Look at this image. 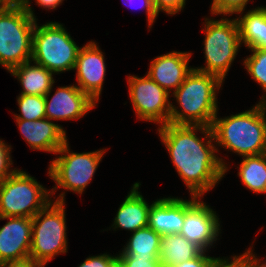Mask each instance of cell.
<instances>
[{
  "mask_svg": "<svg viewBox=\"0 0 266 267\" xmlns=\"http://www.w3.org/2000/svg\"><path fill=\"white\" fill-rule=\"evenodd\" d=\"M198 131L203 137L197 136ZM157 132L189 195L203 197L229 170L228 164L216 154L219 150L211 127L167 123Z\"/></svg>",
  "mask_w": 266,
  "mask_h": 267,
  "instance_id": "6da1fadb",
  "label": "cell"
},
{
  "mask_svg": "<svg viewBox=\"0 0 266 267\" xmlns=\"http://www.w3.org/2000/svg\"><path fill=\"white\" fill-rule=\"evenodd\" d=\"M222 85L218 76L193 68L172 93L181 110L171 103L169 123L211 127L218 114L217 90Z\"/></svg>",
  "mask_w": 266,
  "mask_h": 267,
  "instance_id": "7a4b0ae2",
  "label": "cell"
},
{
  "mask_svg": "<svg viewBox=\"0 0 266 267\" xmlns=\"http://www.w3.org/2000/svg\"><path fill=\"white\" fill-rule=\"evenodd\" d=\"M211 129L218 147L242 157L266 153V106L263 103L224 118L216 115Z\"/></svg>",
  "mask_w": 266,
  "mask_h": 267,
  "instance_id": "3957f363",
  "label": "cell"
},
{
  "mask_svg": "<svg viewBox=\"0 0 266 267\" xmlns=\"http://www.w3.org/2000/svg\"><path fill=\"white\" fill-rule=\"evenodd\" d=\"M36 20L20 2L0 5V65L7 72L31 60Z\"/></svg>",
  "mask_w": 266,
  "mask_h": 267,
  "instance_id": "277c9868",
  "label": "cell"
},
{
  "mask_svg": "<svg viewBox=\"0 0 266 267\" xmlns=\"http://www.w3.org/2000/svg\"><path fill=\"white\" fill-rule=\"evenodd\" d=\"M65 192L32 217L29 260L43 267L58 254L67 253Z\"/></svg>",
  "mask_w": 266,
  "mask_h": 267,
  "instance_id": "5b68a950",
  "label": "cell"
},
{
  "mask_svg": "<svg viewBox=\"0 0 266 267\" xmlns=\"http://www.w3.org/2000/svg\"><path fill=\"white\" fill-rule=\"evenodd\" d=\"M38 25L36 20L31 60L53 74L74 70L81 47L72 39L63 24L51 21Z\"/></svg>",
  "mask_w": 266,
  "mask_h": 267,
  "instance_id": "8992f818",
  "label": "cell"
},
{
  "mask_svg": "<svg viewBox=\"0 0 266 267\" xmlns=\"http://www.w3.org/2000/svg\"><path fill=\"white\" fill-rule=\"evenodd\" d=\"M203 28L205 66L194 69L214 74L225 81L224 78L242 45L237 20L226 17L221 20L205 18Z\"/></svg>",
  "mask_w": 266,
  "mask_h": 267,
  "instance_id": "52a82bcc",
  "label": "cell"
},
{
  "mask_svg": "<svg viewBox=\"0 0 266 267\" xmlns=\"http://www.w3.org/2000/svg\"><path fill=\"white\" fill-rule=\"evenodd\" d=\"M50 196V189L17 168L0 183V216L32 218L52 201Z\"/></svg>",
  "mask_w": 266,
  "mask_h": 267,
  "instance_id": "ba28073f",
  "label": "cell"
},
{
  "mask_svg": "<svg viewBox=\"0 0 266 267\" xmlns=\"http://www.w3.org/2000/svg\"><path fill=\"white\" fill-rule=\"evenodd\" d=\"M105 152L106 148L93 152H71L67 141L58 149L56 154L59 156L48 167V176L56 184L51 189V195L55 194L57 188L81 195L92 181Z\"/></svg>",
  "mask_w": 266,
  "mask_h": 267,
  "instance_id": "9c48e42d",
  "label": "cell"
},
{
  "mask_svg": "<svg viewBox=\"0 0 266 267\" xmlns=\"http://www.w3.org/2000/svg\"><path fill=\"white\" fill-rule=\"evenodd\" d=\"M127 79L129 99L137 118L157 123L159 127L169 123L170 93L147 74L144 77L129 75Z\"/></svg>",
  "mask_w": 266,
  "mask_h": 267,
  "instance_id": "30bf717a",
  "label": "cell"
},
{
  "mask_svg": "<svg viewBox=\"0 0 266 267\" xmlns=\"http://www.w3.org/2000/svg\"><path fill=\"white\" fill-rule=\"evenodd\" d=\"M201 199L191 195L190 200H184V224L179 234L208 251L218 240L221 222L217 213Z\"/></svg>",
  "mask_w": 266,
  "mask_h": 267,
  "instance_id": "8fae6325",
  "label": "cell"
},
{
  "mask_svg": "<svg viewBox=\"0 0 266 267\" xmlns=\"http://www.w3.org/2000/svg\"><path fill=\"white\" fill-rule=\"evenodd\" d=\"M74 70L78 83L76 86L98 103L103 89L106 65L104 53L96 42L89 41L80 48Z\"/></svg>",
  "mask_w": 266,
  "mask_h": 267,
  "instance_id": "7c38bea8",
  "label": "cell"
},
{
  "mask_svg": "<svg viewBox=\"0 0 266 267\" xmlns=\"http://www.w3.org/2000/svg\"><path fill=\"white\" fill-rule=\"evenodd\" d=\"M51 90L44 96L46 118L50 120H76L85 116L96 103L76 84L58 87L56 92L49 98Z\"/></svg>",
  "mask_w": 266,
  "mask_h": 267,
  "instance_id": "4fadbf2b",
  "label": "cell"
},
{
  "mask_svg": "<svg viewBox=\"0 0 266 267\" xmlns=\"http://www.w3.org/2000/svg\"><path fill=\"white\" fill-rule=\"evenodd\" d=\"M9 221L0 228V265L29 260L32 218L1 217Z\"/></svg>",
  "mask_w": 266,
  "mask_h": 267,
  "instance_id": "5bb4252c",
  "label": "cell"
},
{
  "mask_svg": "<svg viewBox=\"0 0 266 267\" xmlns=\"http://www.w3.org/2000/svg\"><path fill=\"white\" fill-rule=\"evenodd\" d=\"M192 53L172 51L154 58L147 75L167 92H173L185 81L193 70L188 67Z\"/></svg>",
  "mask_w": 266,
  "mask_h": 267,
  "instance_id": "9a60e30c",
  "label": "cell"
},
{
  "mask_svg": "<svg viewBox=\"0 0 266 267\" xmlns=\"http://www.w3.org/2000/svg\"><path fill=\"white\" fill-rule=\"evenodd\" d=\"M19 131L32 150L56 154L67 141L66 131L48 118L38 120L15 119Z\"/></svg>",
  "mask_w": 266,
  "mask_h": 267,
  "instance_id": "2e32d148",
  "label": "cell"
},
{
  "mask_svg": "<svg viewBox=\"0 0 266 267\" xmlns=\"http://www.w3.org/2000/svg\"><path fill=\"white\" fill-rule=\"evenodd\" d=\"M184 224V199L163 197L151 204L148 227L162 236L180 233Z\"/></svg>",
  "mask_w": 266,
  "mask_h": 267,
  "instance_id": "e0dca14e",
  "label": "cell"
},
{
  "mask_svg": "<svg viewBox=\"0 0 266 267\" xmlns=\"http://www.w3.org/2000/svg\"><path fill=\"white\" fill-rule=\"evenodd\" d=\"M140 185V182L133 184L132 189L118 208L114 223L111 226L113 230L116 231V229L121 228L135 232L138 229L148 227V214L151 205L138 191Z\"/></svg>",
  "mask_w": 266,
  "mask_h": 267,
  "instance_id": "ac0fdd59",
  "label": "cell"
},
{
  "mask_svg": "<svg viewBox=\"0 0 266 267\" xmlns=\"http://www.w3.org/2000/svg\"><path fill=\"white\" fill-rule=\"evenodd\" d=\"M32 62L27 61L9 72L21 83V94L45 96L55 83L54 74L40 64Z\"/></svg>",
  "mask_w": 266,
  "mask_h": 267,
  "instance_id": "d6986e66",
  "label": "cell"
},
{
  "mask_svg": "<svg viewBox=\"0 0 266 267\" xmlns=\"http://www.w3.org/2000/svg\"><path fill=\"white\" fill-rule=\"evenodd\" d=\"M241 44L248 49L260 48L266 50V7L258 6L248 10L242 17L236 18Z\"/></svg>",
  "mask_w": 266,
  "mask_h": 267,
  "instance_id": "ffe728a7",
  "label": "cell"
},
{
  "mask_svg": "<svg viewBox=\"0 0 266 267\" xmlns=\"http://www.w3.org/2000/svg\"><path fill=\"white\" fill-rule=\"evenodd\" d=\"M203 250L181 234H165L161 239L159 260L163 267L177 265L197 257Z\"/></svg>",
  "mask_w": 266,
  "mask_h": 267,
  "instance_id": "44dd1931",
  "label": "cell"
},
{
  "mask_svg": "<svg viewBox=\"0 0 266 267\" xmlns=\"http://www.w3.org/2000/svg\"><path fill=\"white\" fill-rule=\"evenodd\" d=\"M119 255L137 257H159L162 235L150 227L138 229L131 233Z\"/></svg>",
  "mask_w": 266,
  "mask_h": 267,
  "instance_id": "7402d4cb",
  "label": "cell"
},
{
  "mask_svg": "<svg viewBox=\"0 0 266 267\" xmlns=\"http://www.w3.org/2000/svg\"><path fill=\"white\" fill-rule=\"evenodd\" d=\"M238 176L253 193H266V153L242 157Z\"/></svg>",
  "mask_w": 266,
  "mask_h": 267,
  "instance_id": "603a6c76",
  "label": "cell"
},
{
  "mask_svg": "<svg viewBox=\"0 0 266 267\" xmlns=\"http://www.w3.org/2000/svg\"><path fill=\"white\" fill-rule=\"evenodd\" d=\"M250 50L253 53L244 59L243 65L251 78L265 92V95L261 96L260 103L266 106V50L260 48H251Z\"/></svg>",
  "mask_w": 266,
  "mask_h": 267,
  "instance_id": "cb8c5ba5",
  "label": "cell"
},
{
  "mask_svg": "<svg viewBox=\"0 0 266 267\" xmlns=\"http://www.w3.org/2000/svg\"><path fill=\"white\" fill-rule=\"evenodd\" d=\"M17 103L21 114H14L15 119L34 121L46 118L44 96L19 94Z\"/></svg>",
  "mask_w": 266,
  "mask_h": 267,
  "instance_id": "d4e9b609",
  "label": "cell"
},
{
  "mask_svg": "<svg viewBox=\"0 0 266 267\" xmlns=\"http://www.w3.org/2000/svg\"><path fill=\"white\" fill-rule=\"evenodd\" d=\"M211 14L212 15H242L249 0H212Z\"/></svg>",
  "mask_w": 266,
  "mask_h": 267,
  "instance_id": "484cf974",
  "label": "cell"
},
{
  "mask_svg": "<svg viewBox=\"0 0 266 267\" xmlns=\"http://www.w3.org/2000/svg\"><path fill=\"white\" fill-rule=\"evenodd\" d=\"M118 267H163L159 257L118 255Z\"/></svg>",
  "mask_w": 266,
  "mask_h": 267,
  "instance_id": "4316f807",
  "label": "cell"
},
{
  "mask_svg": "<svg viewBox=\"0 0 266 267\" xmlns=\"http://www.w3.org/2000/svg\"><path fill=\"white\" fill-rule=\"evenodd\" d=\"M11 145L0 139V183L11 176L17 169H10L13 165L11 159Z\"/></svg>",
  "mask_w": 266,
  "mask_h": 267,
  "instance_id": "83f0119b",
  "label": "cell"
},
{
  "mask_svg": "<svg viewBox=\"0 0 266 267\" xmlns=\"http://www.w3.org/2000/svg\"><path fill=\"white\" fill-rule=\"evenodd\" d=\"M78 267H118V256L107 253L89 256Z\"/></svg>",
  "mask_w": 266,
  "mask_h": 267,
  "instance_id": "f1b7e54d",
  "label": "cell"
},
{
  "mask_svg": "<svg viewBox=\"0 0 266 267\" xmlns=\"http://www.w3.org/2000/svg\"><path fill=\"white\" fill-rule=\"evenodd\" d=\"M155 11H160L167 15H175L184 9L186 0H152Z\"/></svg>",
  "mask_w": 266,
  "mask_h": 267,
  "instance_id": "f546056e",
  "label": "cell"
},
{
  "mask_svg": "<svg viewBox=\"0 0 266 267\" xmlns=\"http://www.w3.org/2000/svg\"><path fill=\"white\" fill-rule=\"evenodd\" d=\"M137 1V3H136ZM125 5L133 6L132 8L135 7V5H140L138 6L139 8H145L146 14H147V22H148V27L151 28L155 20L157 19L158 13L155 11L152 0H124L123 1ZM134 3V4H133ZM136 3V4H135ZM131 4V5H130ZM136 5V6H137ZM137 7V8H138ZM135 9V8H134Z\"/></svg>",
  "mask_w": 266,
  "mask_h": 267,
  "instance_id": "4dcf8cb0",
  "label": "cell"
},
{
  "mask_svg": "<svg viewBox=\"0 0 266 267\" xmlns=\"http://www.w3.org/2000/svg\"><path fill=\"white\" fill-rule=\"evenodd\" d=\"M206 252L202 251L197 257L170 267H209L217 258L206 255Z\"/></svg>",
  "mask_w": 266,
  "mask_h": 267,
  "instance_id": "1f68e13d",
  "label": "cell"
},
{
  "mask_svg": "<svg viewBox=\"0 0 266 267\" xmlns=\"http://www.w3.org/2000/svg\"><path fill=\"white\" fill-rule=\"evenodd\" d=\"M230 258L231 259H226V257H217V259L209 267H235V255Z\"/></svg>",
  "mask_w": 266,
  "mask_h": 267,
  "instance_id": "d6a6232c",
  "label": "cell"
},
{
  "mask_svg": "<svg viewBox=\"0 0 266 267\" xmlns=\"http://www.w3.org/2000/svg\"><path fill=\"white\" fill-rule=\"evenodd\" d=\"M36 4L43 7L46 10L56 9L58 6L62 4L64 0H35Z\"/></svg>",
  "mask_w": 266,
  "mask_h": 267,
  "instance_id": "836d02e7",
  "label": "cell"
},
{
  "mask_svg": "<svg viewBox=\"0 0 266 267\" xmlns=\"http://www.w3.org/2000/svg\"><path fill=\"white\" fill-rule=\"evenodd\" d=\"M256 267H266V259L261 263V259L257 258L255 253L250 246L244 253H243Z\"/></svg>",
  "mask_w": 266,
  "mask_h": 267,
  "instance_id": "e575fe53",
  "label": "cell"
},
{
  "mask_svg": "<svg viewBox=\"0 0 266 267\" xmlns=\"http://www.w3.org/2000/svg\"><path fill=\"white\" fill-rule=\"evenodd\" d=\"M235 267H256L244 254L235 256Z\"/></svg>",
  "mask_w": 266,
  "mask_h": 267,
  "instance_id": "d590c367",
  "label": "cell"
},
{
  "mask_svg": "<svg viewBox=\"0 0 266 267\" xmlns=\"http://www.w3.org/2000/svg\"><path fill=\"white\" fill-rule=\"evenodd\" d=\"M0 267H43V266H41L37 263H34L31 260H27V261L18 262V263L1 264Z\"/></svg>",
  "mask_w": 266,
  "mask_h": 267,
  "instance_id": "8d00e7d4",
  "label": "cell"
},
{
  "mask_svg": "<svg viewBox=\"0 0 266 267\" xmlns=\"http://www.w3.org/2000/svg\"><path fill=\"white\" fill-rule=\"evenodd\" d=\"M4 1L20 2L23 5L24 9L29 13V15L34 19H36V16L34 15V12L30 5L31 4L30 0H4Z\"/></svg>",
  "mask_w": 266,
  "mask_h": 267,
  "instance_id": "74e56055",
  "label": "cell"
}]
</instances>
